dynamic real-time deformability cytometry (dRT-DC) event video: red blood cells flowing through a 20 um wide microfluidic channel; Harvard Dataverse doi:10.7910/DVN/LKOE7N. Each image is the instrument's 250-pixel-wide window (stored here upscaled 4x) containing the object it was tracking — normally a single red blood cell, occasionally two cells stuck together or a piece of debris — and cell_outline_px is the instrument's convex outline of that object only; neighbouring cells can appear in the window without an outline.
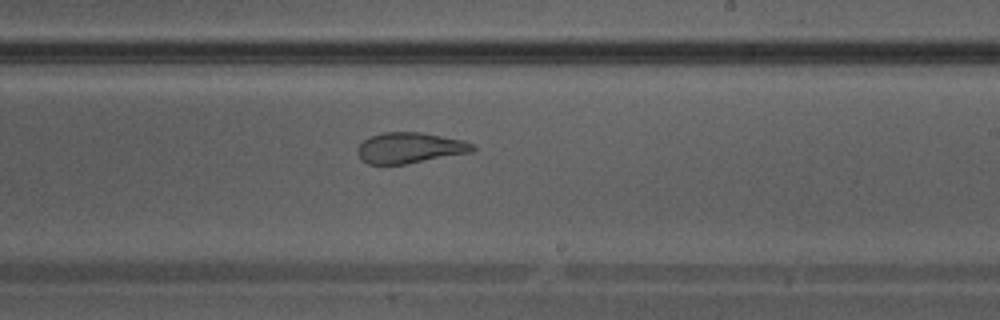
{"species": "Egyptian fruit bat (a non-hibernating species)", "species_latin": "Rousettus aegyptiacus", "temperature_condition": "warm", "stored_images_in_passage": 28, "camera_frame_rate_fps": 3000, "um_per_image_px": 0.085, "animal": {"sex": "male"}, "frame": {"image": 1, "passage_image": 13, "time_ms": 4.0, "image_size_px": [1000, 320], "cell_outline_px": [[476, 148], [472, 152], [404, 164], [368, 164], [360, 160], [356, 152], [356, 148], [364, 140], [380, 132], [420, 132], [464, 140], [472, 144]], "centroid_in_image_um": [34.79, 12.57], "position_along_channel_um": 254.2, "area_um2": 20.63}}